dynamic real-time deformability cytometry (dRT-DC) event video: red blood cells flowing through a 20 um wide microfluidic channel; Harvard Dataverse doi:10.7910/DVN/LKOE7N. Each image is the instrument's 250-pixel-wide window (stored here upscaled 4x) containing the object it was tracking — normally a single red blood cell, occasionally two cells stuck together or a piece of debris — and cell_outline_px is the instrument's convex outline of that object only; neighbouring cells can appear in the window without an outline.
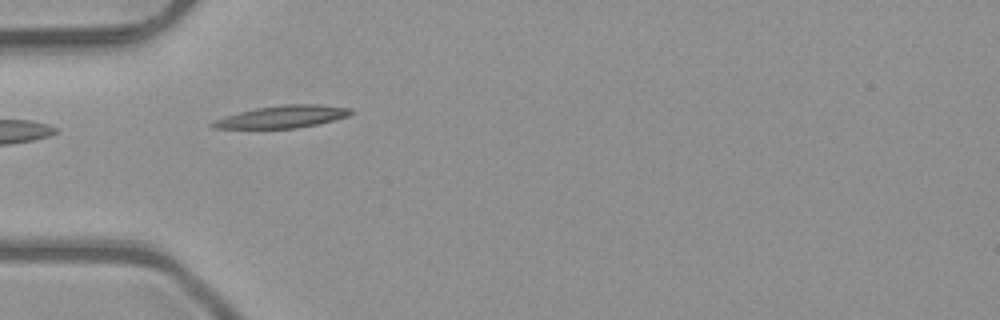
{"species": "common noctule bat (a hibernating species)", "species_latin": "Nyctalus noctula", "temperature_condition": "room temperature", "stored_images_in_passage": 5, "camera_frame_rate_fps": 3000, "um_per_image_px": 0.085, "animal": {"sex": "male", "body_mass_g": 23.1, "forearm_length_mm": 52.7}, "frame": {"image": 1, "passage_image": 4, "time_ms": 1.0, "image_size_px": [1000, 320], "cell_outline_px": [[356, 112], [348, 116], [316, 124], [296, 128], [212, 128], [208, 124], [224, 116], [256, 108], [284, 104], [316, 104], [352, 108]], "centroid_in_image_um": [24.03, 9.91], "position_along_channel_um": 61.0, "area_um2": 17.86}}
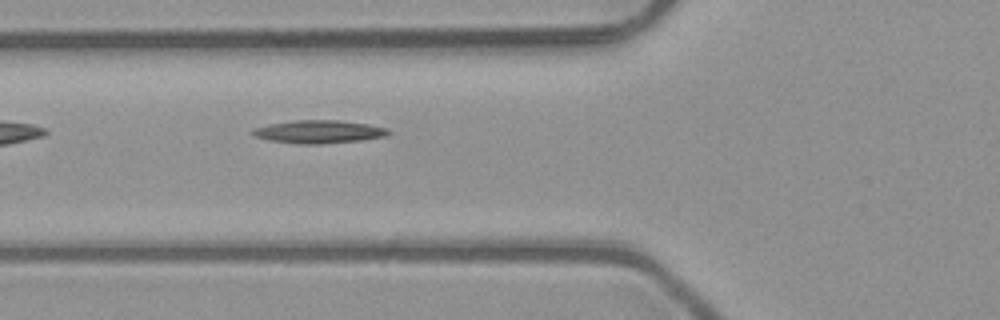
{"frame": {"image": 2, "passage_image": 5, "time_ms": 1.333, "image_size_px": [1000, 320], "cell_outline_px": [[392, 132], [384, 136], [360, 140], [320, 144], [296, 144], [272, 140], [252, 136], [248, 132], [252, 128], [268, 124], [292, 120], [340, 120], [368, 124], [388, 128]], "centroid_in_image_um": [27.04, 11.19], "position_along_channel_um": 98.8, "area_um2": 18.38}}